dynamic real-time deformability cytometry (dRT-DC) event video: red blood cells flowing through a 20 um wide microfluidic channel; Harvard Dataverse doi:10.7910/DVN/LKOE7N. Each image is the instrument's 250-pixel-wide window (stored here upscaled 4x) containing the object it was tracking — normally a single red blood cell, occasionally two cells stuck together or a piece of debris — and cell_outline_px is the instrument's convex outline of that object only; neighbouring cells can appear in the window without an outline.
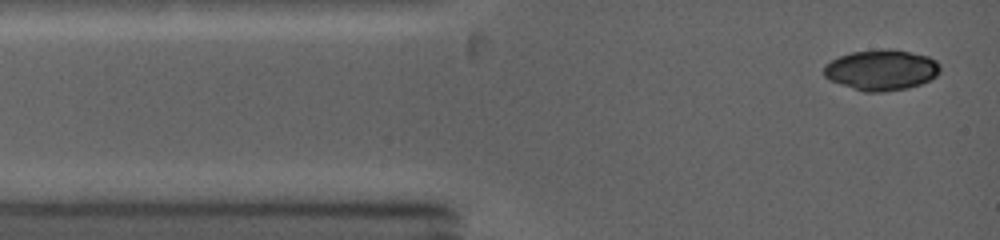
{"species": "common noctule bat (a hibernating species)", "species_latin": "Nyctalus noctula", "temperature_condition": "warm", "stored_images_in_passage": 8, "camera_frame_rate_fps": 5000, "um_per_image_px": 0.085, "animal": {"sex": "female", "body_mass_g": 19.0, "forearm_length_mm": 53.3}, "frame": {"image": 1, "passage_image": 1, "time_ms": 0.0, "image_size_px": [1000, 240], "cell_outline_px": [[940, 72], [936, 76], [920, 84], [908, 88], [880, 92], [864, 92], [828, 80], [824, 76], [824, 64], [840, 56], [852, 52], [880, 48], [892, 48], [928, 56], [936, 60], [940, 64]], "centroid_in_image_um": [74.91, 5.93], "position_along_channel_um": 10.1, "area_um2": 27.74}}
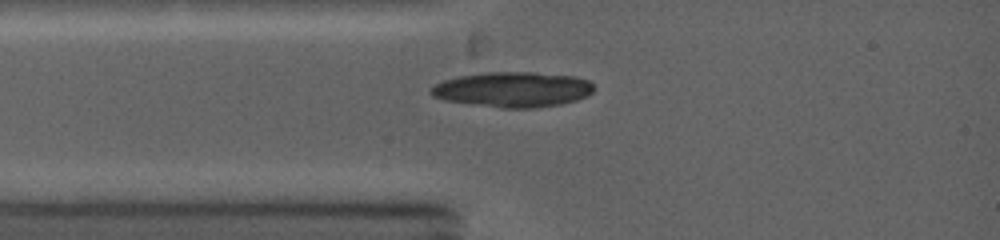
{"frame": {"image": 2, "passage_image": 8, "time_ms": 1.8, "image_size_px": [1000, 240], "cell_outline_px": [[596, 88], [588, 96], [576, 100], [560, 104], [536, 108], [500, 108], [444, 100], [432, 96], [432, 88], [436, 84], [444, 80], [460, 76], [484, 72], [536, 72], [576, 76], [588, 80]], "centroid_in_image_um": [43.65, 7.6], "position_along_channel_um": 41.4, "area_um2": 33.52}}